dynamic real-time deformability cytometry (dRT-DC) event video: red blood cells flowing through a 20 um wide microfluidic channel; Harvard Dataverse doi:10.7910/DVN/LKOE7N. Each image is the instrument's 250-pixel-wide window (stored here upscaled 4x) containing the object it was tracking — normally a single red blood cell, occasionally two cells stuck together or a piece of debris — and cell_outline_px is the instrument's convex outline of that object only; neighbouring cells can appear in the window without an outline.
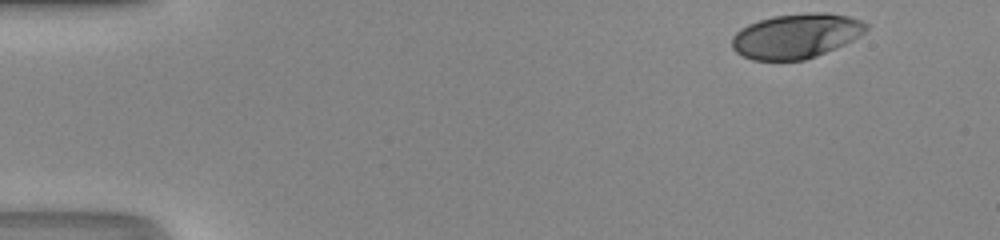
{"species": "human", "species_latin": "Homo sapiens", "temperature_condition": "room temperature", "stored_images_in_passage": 47, "camera_frame_rate_fps": 3000, "um_per_image_px": 0.085, "donor": {"sex": "male"}, "frame": {"image": 1, "passage_image": 1, "time_ms": 0.0, "image_size_px": [1000, 240], "cell_outline_px": [[868, 28], [860, 36], [844, 44], [816, 56], [804, 60], [752, 60], [736, 52], [732, 48], [732, 36], [740, 28], [748, 24], [772, 16], [812, 12], [828, 12], [848, 16], [860, 20], [868, 24]], "centroid_in_image_um": [67.66, 3.05], "position_along_channel_um": 17.3, "area_um2": 34.97}}
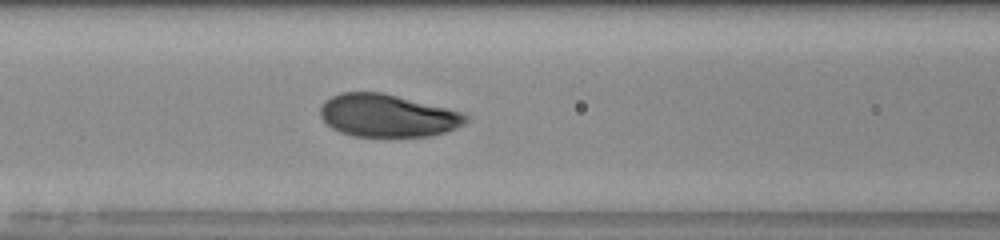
{"frame": {"image": 2, "passage_image": 19, "time_ms": 6.0, "image_size_px": [1000, 240], "cell_outline_px": [[472, 116], [464, 124], [456, 128], [444, 132], [428, 136], [352, 136], [340, 132], [332, 128], [320, 116], [320, 108], [324, 100], [340, 92], [380, 92], [448, 108]], "centroid_in_image_um": [32.93, 9.82], "position_along_channel_um": 133.7, "area_um2": 36.13}}
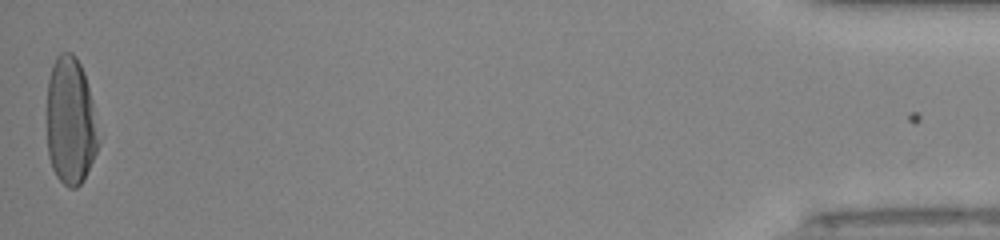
{"frame": {"image": 3, "passage_image": 47, "time_ms": 15.333, "image_size_px": [1000, 240], "cell_outline_px": [[100, 144], [84, 180], [76, 188], [68, 188], [56, 176], [52, 168], [48, 156], [48, 80], [52, 64], [56, 56], [60, 52], [72, 52], [76, 56], [84, 72], [92, 100]], "centroid_in_image_um": [6.0, 10.31], "position_along_channel_um": 429.2, "area_um2": 38.49}, "authors_computed_cell_mechanics": {"area_um2": 36.8186, "velocity_mm_per_s": 4.1328, "shape_relaxation_time_tau1_ms": 2.5464, "shape_relaxation_time_tau2_ms": null, "deformation_change_tau1": 0.1566, "deformation_change_tau2": null}}